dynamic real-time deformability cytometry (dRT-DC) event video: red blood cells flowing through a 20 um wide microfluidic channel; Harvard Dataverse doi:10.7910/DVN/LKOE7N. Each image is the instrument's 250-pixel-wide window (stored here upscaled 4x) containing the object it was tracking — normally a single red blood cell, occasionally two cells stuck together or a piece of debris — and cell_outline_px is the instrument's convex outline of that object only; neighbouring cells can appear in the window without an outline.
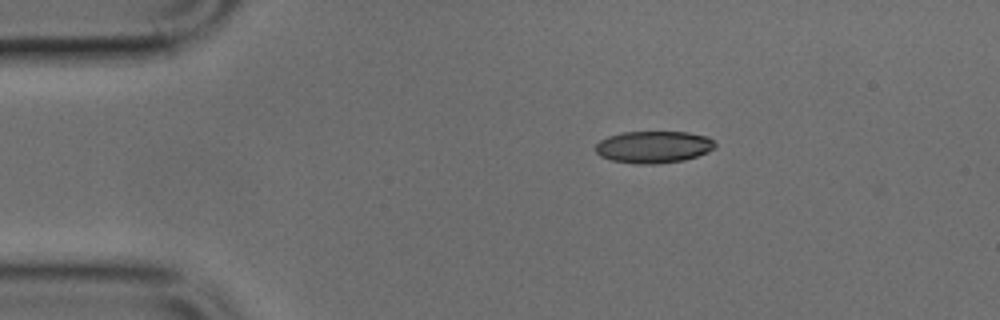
{"species": "common noctule bat (a hibernating species)", "species_latin": "Nyctalus noctula", "temperature_condition": "cold", "stored_images_in_passage": 4, "camera_frame_rate_fps": 3000, "um_per_image_px": 0.085, "animal": {"sex": "male", "body_mass_g": 17.9, "forearm_length_mm": 54.2}, "frame": {"image": 1, "passage_image": 2, "time_ms": 0.333, "image_size_px": [1000, 320], "cell_outline_px": [[716, 148], [708, 152], [684, 160], [656, 164], [640, 164], [612, 160], [600, 156], [596, 152], [596, 144], [600, 140], [608, 136], [624, 132], [688, 132], [708, 136], [716, 144]], "centroid_in_image_um": [55.58, 12.49], "position_along_channel_um": 29.4, "area_um2": 22.31}}
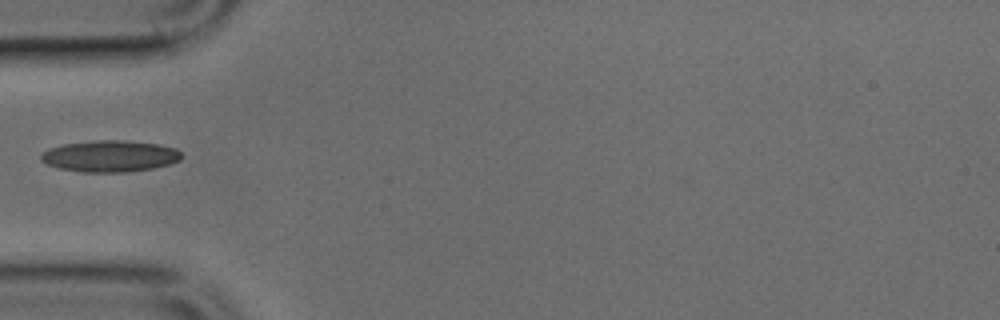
{"frame": {"image": 2, "passage_image": 4, "time_ms": 1.0, "image_size_px": [1000, 320], "cell_outline_px": [[180, 160], [168, 164], [152, 168], [124, 172], [84, 172], [60, 168], [48, 164], [40, 160], [40, 156], [48, 148], [64, 144], [96, 140], [120, 140], [156, 144], [176, 148], [180, 152]], "centroid_in_image_um": [9.32, 13.27], "position_along_channel_um": 75.7, "area_um2": 25.43}}